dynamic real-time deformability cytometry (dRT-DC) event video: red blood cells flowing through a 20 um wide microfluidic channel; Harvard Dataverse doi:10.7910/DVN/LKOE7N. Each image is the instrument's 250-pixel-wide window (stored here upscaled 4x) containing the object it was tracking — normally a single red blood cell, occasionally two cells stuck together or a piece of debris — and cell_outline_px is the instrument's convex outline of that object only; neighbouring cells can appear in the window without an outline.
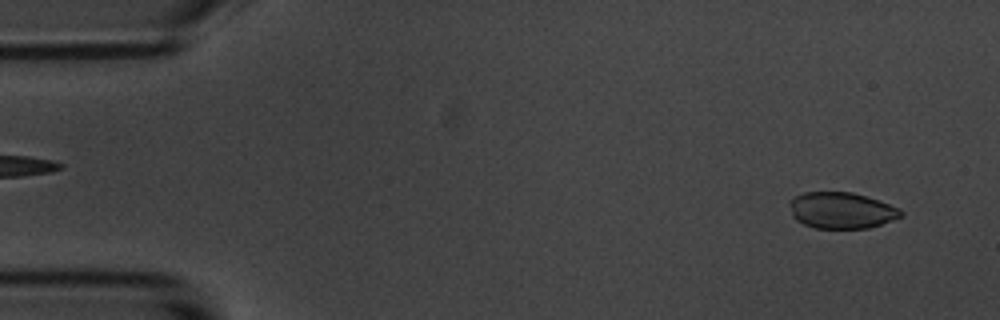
{"species": "common noctule bat (a hibernating species)", "species_latin": "Nyctalus noctula", "temperature_condition": "room temperature", "stored_images_in_passage": 53, "camera_frame_rate_fps": 3000, "um_per_image_px": 0.085, "animal": {"sex": "male", "body_mass_g": 20.1, "forearm_length_mm": 53.5}, "frame": {"image": 1, "passage_image": 3, "time_ms": 0.667, "image_size_px": [1000, 320], "cell_outline_px": [[904, 216], [868, 228], [816, 228], [804, 224], [796, 220], [792, 216], [788, 204], [796, 196], [804, 192], [852, 192], [868, 196], [900, 208], [904, 212]], "centroid_in_image_um": [71.54, 17.88], "position_along_channel_um": 13.5, "area_um2": 23.64}}
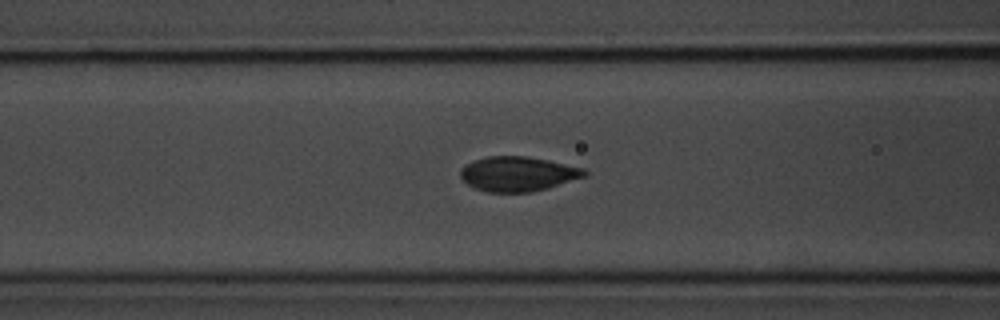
{"frame": {"image": 2, "passage_image": 21, "time_ms": 6.667, "image_size_px": [1000, 320], "cell_outline_px": [[588, 176], [548, 188], [532, 192], [488, 192], [472, 188], [460, 176], [460, 168], [476, 160], [488, 156], [524, 156], [548, 160], [584, 168], [588, 172]], "centroid_in_image_um": [44.05, 14.79], "position_along_channel_um": 122.5, "area_um2": 25.14}}
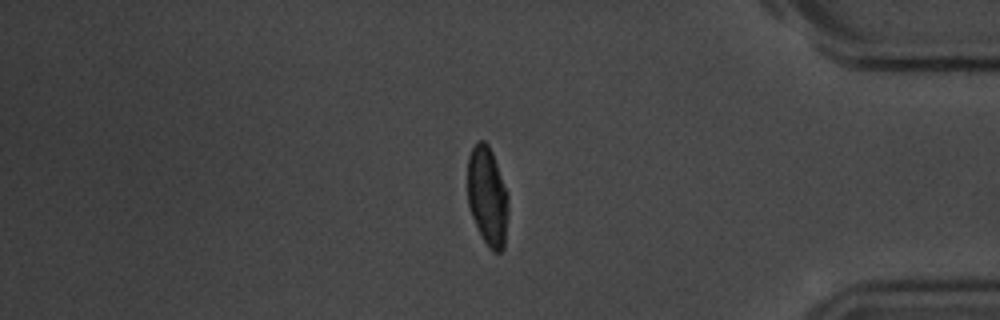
{"frame": {"image": 3, "passage_image": 46, "time_ms": 15.0, "image_size_px": [1000, 320], "cell_outline_px": [[508, 216], [504, 248], [500, 252], [492, 252], [488, 248], [472, 216], [468, 204], [468, 156], [476, 140], [484, 140], [488, 144], [492, 152], [508, 192]], "centroid_in_image_um": [41.45, 16.67], "position_along_channel_um": 393.8, "area_um2": 23.7}, "authors_computed_cell_mechanics": {"area_um2": 24.7384, "velocity_mm_per_s": 3.5916, "shape_relaxation_time_tau1_ms": 3.6936, "shape_relaxation_time_tau2_ms": null, "deformation_change_tau1": 0.1389, "deformation_change_tau2": null}}